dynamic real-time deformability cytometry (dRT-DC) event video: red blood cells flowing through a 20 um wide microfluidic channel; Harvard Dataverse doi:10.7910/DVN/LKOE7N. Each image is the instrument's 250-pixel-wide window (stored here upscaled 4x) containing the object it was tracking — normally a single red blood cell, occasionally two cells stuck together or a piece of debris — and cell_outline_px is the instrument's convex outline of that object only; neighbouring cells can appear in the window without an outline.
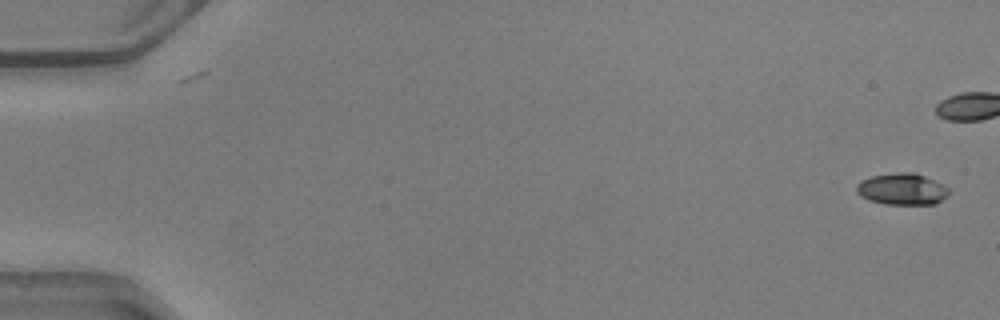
{"species": "common noctule bat (a hibernating species)", "species_latin": "Nyctalus noctula", "temperature_condition": "warm", "stored_images_in_passage": 7, "camera_frame_rate_fps": 3000, "um_per_image_px": 0.085, "animal": {"sex": "male", "body_mass_g": 20.5, "forearm_length_mm": 52.5}, "frame": {"image": 1, "passage_image": 1, "time_ms": 0.0, "image_size_px": [1000, 320], "cell_outline_px": [[948, 196], [936, 204], [884, 204], [868, 200], [860, 196], [856, 192], [856, 184], [860, 180], [872, 176], [900, 172], [912, 172], [924, 176], [944, 184], [948, 188]], "centroid_in_image_um": [76.66, 16.08], "position_along_channel_um": 8.3, "area_um2": 17.11}}